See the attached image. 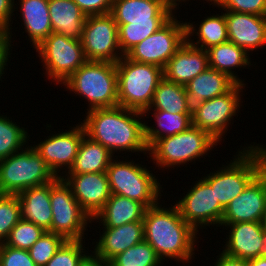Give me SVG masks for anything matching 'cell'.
Here are the masks:
<instances>
[{
    "label": "cell",
    "mask_w": 266,
    "mask_h": 266,
    "mask_svg": "<svg viewBox=\"0 0 266 266\" xmlns=\"http://www.w3.org/2000/svg\"><path fill=\"white\" fill-rule=\"evenodd\" d=\"M92 253L86 254L80 261L78 266H109V262L100 258L94 251Z\"/></svg>",
    "instance_id": "obj_45"
},
{
    "label": "cell",
    "mask_w": 266,
    "mask_h": 266,
    "mask_svg": "<svg viewBox=\"0 0 266 266\" xmlns=\"http://www.w3.org/2000/svg\"><path fill=\"white\" fill-rule=\"evenodd\" d=\"M168 207H162L159 201L146 208L142 220L144 240L154 248L163 263L168 258L190 263L195 255L198 233L181 217L176 204Z\"/></svg>",
    "instance_id": "obj_2"
},
{
    "label": "cell",
    "mask_w": 266,
    "mask_h": 266,
    "mask_svg": "<svg viewBox=\"0 0 266 266\" xmlns=\"http://www.w3.org/2000/svg\"><path fill=\"white\" fill-rule=\"evenodd\" d=\"M217 143L219 144L209 133L191 125L184 132L155 140L148 147V155L158 169H174L180 165L187 167V162L193 161L194 164L203 156L205 159L217 147Z\"/></svg>",
    "instance_id": "obj_6"
},
{
    "label": "cell",
    "mask_w": 266,
    "mask_h": 266,
    "mask_svg": "<svg viewBox=\"0 0 266 266\" xmlns=\"http://www.w3.org/2000/svg\"><path fill=\"white\" fill-rule=\"evenodd\" d=\"M17 196L21 208V219L30 221L45 231L51 232L50 182L28 188Z\"/></svg>",
    "instance_id": "obj_23"
},
{
    "label": "cell",
    "mask_w": 266,
    "mask_h": 266,
    "mask_svg": "<svg viewBox=\"0 0 266 266\" xmlns=\"http://www.w3.org/2000/svg\"><path fill=\"white\" fill-rule=\"evenodd\" d=\"M113 158L107 168L111 194H117L142 203L146 208L156 205L161 199L162 185L150 169L133 159ZM132 160V161H131Z\"/></svg>",
    "instance_id": "obj_8"
},
{
    "label": "cell",
    "mask_w": 266,
    "mask_h": 266,
    "mask_svg": "<svg viewBox=\"0 0 266 266\" xmlns=\"http://www.w3.org/2000/svg\"><path fill=\"white\" fill-rule=\"evenodd\" d=\"M0 266H36L28 250L0 243Z\"/></svg>",
    "instance_id": "obj_40"
},
{
    "label": "cell",
    "mask_w": 266,
    "mask_h": 266,
    "mask_svg": "<svg viewBox=\"0 0 266 266\" xmlns=\"http://www.w3.org/2000/svg\"><path fill=\"white\" fill-rule=\"evenodd\" d=\"M84 243L85 240H66L45 266H78L88 254Z\"/></svg>",
    "instance_id": "obj_38"
},
{
    "label": "cell",
    "mask_w": 266,
    "mask_h": 266,
    "mask_svg": "<svg viewBox=\"0 0 266 266\" xmlns=\"http://www.w3.org/2000/svg\"><path fill=\"white\" fill-rule=\"evenodd\" d=\"M193 183L186 195L175 203L181 217L197 233H199V229H207L210 226L220 227L224 208L216 199L211 186L203 178H199Z\"/></svg>",
    "instance_id": "obj_15"
},
{
    "label": "cell",
    "mask_w": 266,
    "mask_h": 266,
    "mask_svg": "<svg viewBox=\"0 0 266 266\" xmlns=\"http://www.w3.org/2000/svg\"><path fill=\"white\" fill-rule=\"evenodd\" d=\"M245 87L246 85L236 84L226 94L192 106V125L206 131L220 143L227 134V128L232 125L233 116L236 117L240 107H243L241 97Z\"/></svg>",
    "instance_id": "obj_12"
},
{
    "label": "cell",
    "mask_w": 266,
    "mask_h": 266,
    "mask_svg": "<svg viewBox=\"0 0 266 266\" xmlns=\"http://www.w3.org/2000/svg\"><path fill=\"white\" fill-rule=\"evenodd\" d=\"M47 79L63 84L87 60L81 40L52 32L36 48Z\"/></svg>",
    "instance_id": "obj_10"
},
{
    "label": "cell",
    "mask_w": 266,
    "mask_h": 266,
    "mask_svg": "<svg viewBox=\"0 0 266 266\" xmlns=\"http://www.w3.org/2000/svg\"><path fill=\"white\" fill-rule=\"evenodd\" d=\"M227 228L226 242L222 252L227 255L249 260L260 256L263 245V228L261 222H237L220 224Z\"/></svg>",
    "instance_id": "obj_20"
},
{
    "label": "cell",
    "mask_w": 266,
    "mask_h": 266,
    "mask_svg": "<svg viewBox=\"0 0 266 266\" xmlns=\"http://www.w3.org/2000/svg\"><path fill=\"white\" fill-rule=\"evenodd\" d=\"M208 4L224 11L266 16V0H212Z\"/></svg>",
    "instance_id": "obj_39"
},
{
    "label": "cell",
    "mask_w": 266,
    "mask_h": 266,
    "mask_svg": "<svg viewBox=\"0 0 266 266\" xmlns=\"http://www.w3.org/2000/svg\"><path fill=\"white\" fill-rule=\"evenodd\" d=\"M146 207L133 199L111 194L104 207L91 219L102 227H119L126 223L142 221ZM99 220V221H98Z\"/></svg>",
    "instance_id": "obj_25"
},
{
    "label": "cell",
    "mask_w": 266,
    "mask_h": 266,
    "mask_svg": "<svg viewBox=\"0 0 266 266\" xmlns=\"http://www.w3.org/2000/svg\"><path fill=\"white\" fill-rule=\"evenodd\" d=\"M228 40L248 53L266 48V16L225 11Z\"/></svg>",
    "instance_id": "obj_19"
},
{
    "label": "cell",
    "mask_w": 266,
    "mask_h": 266,
    "mask_svg": "<svg viewBox=\"0 0 266 266\" xmlns=\"http://www.w3.org/2000/svg\"><path fill=\"white\" fill-rule=\"evenodd\" d=\"M65 241L62 236L46 231L28 252L36 266H45Z\"/></svg>",
    "instance_id": "obj_37"
},
{
    "label": "cell",
    "mask_w": 266,
    "mask_h": 266,
    "mask_svg": "<svg viewBox=\"0 0 266 266\" xmlns=\"http://www.w3.org/2000/svg\"><path fill=\"white\" fill-rule=\"evenodd\" d=\"M116 157L100 143L84 136L73 166L66 174L106 172L111 160Z\"/></svg>",
    "instance_id": "obj_30"
},
{
    "label": "cell",
    "mask_w": 266,
    "mask_h": 266,
    "mask_svg": "<svg viewBox=\"0 0 266 266\" xmlns=\"http://www.w3.org/2000/svg\"><path fill=\"white\" fill-rule=\"evenodd\" d=\"M248 266H266V258L257 257L248 260Z\"/></svg>",
    "instance_id": "obj_47"
},
{
    "label": "cell",
    "mask_w": 266,
    "mask_h": 266,
    "mask_svg": "<svg viewBox=\"0 0 266 266\" xmlns=\"http://www.w3.org/2000/svg\"><path fill=\"white\" fill-rule=\"evenodd\" d=\"M45 232L36 224L20 219L10 231L4 244L13 248L29 250Z\"/></svg>",
    "instance_id": "obj_35"
},
{
    "label": "cell",
    "mask_w": 266,
    "mask_h": 266,
    "mask_svg": "<svg viewBox=\"0 0 266 266\" xmlns=\"http://www.w3.org/2000/svg\"><path fill=\"white\" fill-rule=\"evenodd\" d=\"M18 5H20L18 10ZM20 12L19 18L24 23V29L27 33L28 41L32 42L31 46L36 48L52 32L51 19L48 10V0H18L15 3Z\"/></svg>",
    "instance_id": "obj_24"
},
{
    "label": "cell",
    "mask_w": 266,
    "mask_h": 266,
    "mask_svg": "<svg viewBox=\"0 0 266 266\" xmlns=\"http://www.w3.org/2000/svg\"><path fill=\"white\" fill-rule=\"evenodd\" d=\"M52 172L32 144L0 160V193L19 194L55 180Z\"/></svg>",
    "instance_id": "obj_9"
},
{
    "label": "cell",
    "mask_w": 266,
    "mask_h": 266,
    "mask_svg": "<svg viewBox=\"0 0 266 266\" xmlns=\"http://www.w3.org/2000/svg\"><path fill=\"white\" fill-rule=\"evenodd\" d=\"M146 110H163L170 113H192L184 85L163 77L154 92L152 102Z\"/></svg>",
    "instance_id": "obj_32"
},
{
    "label": "cell",
    "mask_w": 266,
    "mask_h": 266,
    "mask_svg": "<svg viewBox=\"0 0 266 266\" xmlns=\"http://www.w3.org/2000/svg\"><path fill=\"white\" fill-rule=\"evenodd\" d=\"M216 259V263H213L214 266H248V260L227 255L222 251Z\"/></svg>",
    "instance_id": "obj_44"
},
{
    "label": "cell",
    "mask_w": 266,
    "mask_h": 266,
    "mask_svg": "<svg viewBox=\"0 0 266 266\" xmlns=\"http://www.w3.org/2000/svg\"><path fill=\"white\" fill-rule=\"evenodd\" d=\"M62 178L71 187L73 196L91 219L111 196L106 172L65 174Z\"/></svg>",
    "instance_id": "obj_18"
},
{
    "label": "cell",
    "mask_w": 266,
    "mask_h": 266,
    "mask_svg": "<svg viewBox=\"0 0 266 266\" xmlns=\"http://www.w3.org/2000/svg\"><path fill=\"white\" fill-rule=\"evenodd\" d=\"M200 25L185 21L186 26V41L192 46L207 50L212 46H216L228 42L227 23L225 19V12L220 14H213L204 17ZM199 27H197V26ZM197 27V28H196ZM195 34V35H194ZM192 36H196L197 40Z\"/></svg>",
    "instance_id": "obj_29"
},
{
    "label": "cell",
    "mask_w": 266,
    "mask_h": 266,
    "mask_svg": "<svg viewBox=\"0 0 266 266\" xmlns=\"http://www.w3.org/2000/svg\"><path fill=\"white\" fill-rule=\"evenodd\" d=\"M63 85L89 102L87 111L118 106L116 63L86 61Z\"/></svg>",
    "instance_id": "obj_5"
},
{
    "label": "cell",
    "mask_w": 266,
    "mask_h": 266,
    "mask_svg": "<svg viewBox=\"0 0 266 266\" xmlns=\"http://www.w3.org/2000/svg\"><path fill=\"white\" fill-rule=\"evenodd\" d=\"M118 106L144 112L164 77L163 69L154 64L138 63L125 55L116 62Z\"/></svg>",
    "instance_id": "obj_7"
},
{
    "label": "cell",
    "mask_w": 266,
    "mask_h": 266,
    "mask_svg": "<svg viewBox=\"0 0 266 266\" xmlns=\"http://www.w3.org/2000/svg\"><path fill=\"white\" fill-rule=\"evenodd\" d=\"M11 43H13L12 41H9V39L2 34L0 36V81L2 82L3 74H5L4 70H8V67L6 68V66H8L9 63V59L8 58H12L11 55V51L13 48L11 46ZM2 78V79H1Z\"/></svg>",
    "instance_id": "obj_43"
},
{
    "label": "cell",
    "mask_w": 266,
    "mask_h": 266,
    "mask_svg": "<svg viewBox=\"0 0 266 266\" xmlns=\"http://www.w3.org/2000/svg\"><path fill=\"white\" fill-rule=\"evenodd\" d=\"M232 158L216 172L214 170L202 177L211 186L224 209L266 167V145H244L242 149L238 148Z\"/></svg>",
    "instance_id": "obj_4"
},
{
    "label": "cell",
    "mask_w": 266,
    "mask_h": 266,
    "mask_svg": "<svg viewBox=\"0 0 266 266\" xmlns=\"http://www.w3.org/2000/svg\"><path fill=\"white\" fill-rule=\"evenodd\" d=\"M176 14L155 33L131 48L125 56L132 61L154 64L164 69L186 41L185 22L178 20Z\"/></svg>",
    "instance_id": "obj_13"
},
{
    "label": "cell",
    "mask_w": 266,
    "mask_h": 266,
    "mask_svg": "<svg viewBox=\"0 0 266 266\" xmlns=\"http://www.w3.org/2000/svg\"><path fill=\"white\" fill-rule=\"evenodd\" d=\"M162 1L176 13L179 9L180 3H182V1L185 3L189 0H162Z\"/></svg>",
    "instance_id": "obj_46"
},
{
    "label": "cell",
    "mask_w": 266,
    "mask_h": 266,
    "mask_svg": "<svg viewBox=\"0 0 266 266\" xmlns=\"http://www.w3.org/2000/svg\"><path fill=\"white\" fill-rule=\"evenodd\" d=\"M70 128L71 130H60L59 133L47 136L44 141L42 139L40 143L33 144L52 172L60 178L73 166L80 143L86 135L81 122Z\"/></svg>",
    "instance_id": "obj_16"
},
{
    "label": "cell",
    "mask_w": 266,
    "mask_h": 266,
    "mask_svg": "<svg viewBox=\"0 0 266 266\" xmlns=\"http://www.w3.org/2000/svg\"><path fill=\"white\" fill-rule=\"evenodd\" d=\"M86 16L109 14L113 0H73Z\"/></svg>",
    "instance_id": "obj_41"
},
{
    "label": "cell",
    "mask_w": 266,
    "mask_h": 266,
    "mask_svg": "<svg viewBox=\"0 0 266 266\" xmlns=\"http://www.w3.org/2000/svg\"><path fill=\"white\" fill-rule=\"evenodd\" d=\"M50 205L51 232L65 240H85L86 229L92 224L91 217L81 208L62 177L50 182Z\"/></svg>",
    "instance_id": "obj_11"
},
{
    "label": "cell",
    "mask_w": 266,
    "mask_h": 266,
    "mask_svg": "<svg viewBox=\"0 0 266 266\" xmlns=\"http://www.w3.org/2000/svg\"><path fill=\"white\" fill-rule=\"evenodd\" d=\"M104 228V229H103ZM102 234L94 243V252L105 261L109 262L117 254L144 240L143 221L126 223L119 227H103Z\"/></svg>",
    "instance_id": "obj_22"
},
{
    "label": "cell",
    "mask_w": 266,
    "mask_h": 266,
    "mask_svg": "<svg viewBox=\"0 0 266 266\" xmlns=\"http://www.w3.org/2000/svg\"><path fill=\"white\" fill-rule=\"evenodd\" d=\"M262 241L263 245L260 249V257L266 258V230H263Z\"/></svg>",
    "instance_id": "obj_48"
},
{
    "label": "cell",
    "mask_w": 266,
    "mask_h": 266,
    "mask_svg": "<svg viewBox=\"0 0 266 266\" xmlns=\"http://www.w3.org/2000/svg\"><path fill=\"white\" fill-rule=\"evenodd\" d=\"M81 44L87 61L116 63L124 56L119 48L118 26L110 13L86 17Z\"/></svg>",
    "instance_id": "obj_14"
},
{
    "label": "cell",
    "mask_w": 266,
    "mask_h": 266,
    "mask_svg": "<svg viewBox=\"0 0 266 266\" xmlns=\"http://www.w3.org/2000/svg\"><path fill=\"white\" fill-rule=\"evenodd\" d=\"M81 124L86 136L100 143L113 155L127 152L148 155L145 140V120L143 112L122 106L96 108L86 112ZM142 119V120H141Z\"/></svg>",
    "instance_id": "obj_1"
},
{
    "label": "cell",
    "mask_w": 266,
    "mask_h": 266,
    "mask_svg": "<svg viewBox=\"0 0 266 266\" xmlns=\"http://www.w3.org/2000/svg\"><path fill=\"white\" fill-rule=\"evenodd\" d=\"M208 53L209 67L219 72L225 73L237 84H244V80L238 77L239 75L233 71L234 69L249 68L252 66L250 54L236 44L228 41L216 46H212L206 50ZM240 67V68H239Z\"/></svg>",
    "instance_id": "obj_28"
},
{
    "label": "cell",
    "mask_w": 266,
    "mask_h": 266,
    "mask_svg": "<svg viewBox=\"0 0 266 266\" xmlns=\"http://www.w3.org/2000/svg\"><path fill=\"white\" fill-rule=\"evenodd\" d=\"M20 219L21 208L18 196L0 193V243H4Z\"/></svg>",
    "instance_id": "obj_36"
},
{
    "label": "cell",
    "mask_w": 266,
    "mask_h": 266,
    "mask_svg": "<svg viewBox=\"0 0 266 266\" xmlns=\"http://www.w3.org/2000/svg\"><path fill=\"white\" fill-rule=\"evenodd\" d=\"M162 260L145 240L117 254L109 266H162Z\"/></svg>",
    "instance_id": "obj_34"
},
{
    "label": "cell",
    "mask_w": 266,
    "mask_h": 266,
    "mask_svg": "<svg viewBox=\"0 0 266 266\" xmlns=\"http://www.w3.org/2000/svg\"><path fill=\"white\" fill-rule=\"evenodd\" d=\"M261 224H262V228L264 230H266V207H265V210H264L263 218L261 220Z\"/></svg>",
    "instance_id": "obj_49"
},
{
    "label": "cell",
    "mask_w": 266,
    "mask_h": 266,
    "mask_svg": "<svg viewBox=\"0 0 266 266\" xmlns=\"http://www.w3.org/2000/svg\"><path fill=\"white\" fill-rule=\"evenodd\" d=\"M208 67L207 51L185 41L166 64L163 75L171 82L185 85Z\"/></svg>",
    "instance_id": "obj_21"
},
{
    "label": "cell",
    "mask_w": 266,
    "mask_h": 266,
    "mask_svg": "<svg viewBox=\"0 0 266 266\" xmlns=\"http://www.w3.org/2000/svg\"><path fill=\"white\" fill-rule=\"evenodd\" d=\"M110 14L118 26L119 48L125 55L155 33L175 12L162 0H113Z\"/></svg>",
    "instance_id": "obj_3"
},
{
    "label": "cell",
    "mask_w": 266,
    "mask_h": 266,
    "mask_svg": "<svg viewBox=\"0 0 266 266\" xmlns=\"http://www.w3.org/2000/svg\"><path fill=\"white\" fill-rule=\"evenodd\" d=\"M266 207V167L224 209L221 224L261 222Z\"/></svg>",
    "instance_id": "obj_17"
},
{
    "label": "cell",
    "mask_w": 266,
    "mask_h": 266,
    "mask_svg": "<svg viewBox=\"0 0 266 266\" xmlns=\"http://www.w3.org/2000/svg\"><path fill=\"white\" fill-rule=\"evenodd\" d=\"M15 0H0V31L11 41ZM12 22V23H11Z\"/></svg>",
    "instance_id": "obj_42"
},
{
    "label": "cell",
    "mask_w": 266,
    "mask_h": 266,
    "mask_svg": "<svg viewBox=\"0 0 266 266\" xmlns=\"http://www.w3.org/2000/svg\"><path fill=\"white\" fill-rule=\"evenodd\" d=\"M153 111V112H151ZM155 118V126L145 121V140L149 147L155 140L184 132L192 125V113H170L163 110H145L144 117ZM148 116V117H147Z\"/></svg>",
    "instance_id": "obj_31"
},
{
    "label": "cell",
    "mask_w": 266,
    "mask_h": 266,
    "mask_svg": "<svg viewBox=\"0 0 266 266\" xmlns=\"http://www.w3.org/2000/svg\"><path fill=\"white\" fill-rule=\"evenodd\" d=\"M54 33L81 40L86 15L73 0H48Z\"/></svg>",
    "instance_id": "obj_27"
},
{
    "label": "cell",
    "mask_w": 266,
    "mask_h": 266,
    "mask_svg": "<svg viewBox=\"0 0 266 266\" xmlns=\"http://www.w3.org/2000/svg\"><path fill=\"white\" fill-rule=\"evenodd\" d=\"M237 83L225 73L208 67L185 84L191 106L229 92Z\"/></svg>",
    "instance_id": "obj_26"
},
{
    "label": "cell",
    "mask_w": 266,
    "mask_h": 266,
    "mask_svg": "<svg viewBox=\"0 0 266 266\" xmlns=\"http://www.w3.org/2000/svg\"><path fill=\"white\" fill-rule=\"evenodd\" d=\"M9 118L0 114V160L20 151L31 141L27 130Z\"/></svg>",
    "instance_id": "obj_33"
}]
</instances>
